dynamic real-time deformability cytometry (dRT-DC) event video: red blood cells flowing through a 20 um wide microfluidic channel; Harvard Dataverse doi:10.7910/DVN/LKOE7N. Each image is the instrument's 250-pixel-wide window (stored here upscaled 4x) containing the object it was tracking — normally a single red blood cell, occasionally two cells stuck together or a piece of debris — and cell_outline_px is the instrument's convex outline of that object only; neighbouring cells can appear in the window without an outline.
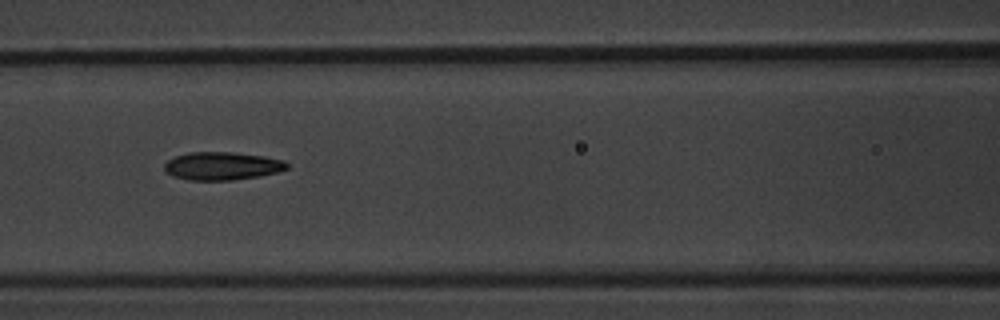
{"species": "common noctule bat (a hibernating species)", "species_latin": "Nyctalus noctula", "temperature_condition": "warm", "stored_images_in_passage": 9, "camera_frame_rate_fps": 3000, "um_per_image_px": 0.085, "animal": {"sex": "male", "body_mass_g": 20.1, "forearm_length_mm": 53.5}, "frame": {"image": 1, "passage_image": 7, "time_ms": 7.0, "image_size_px": [1000, 320], "cell_outline_px": [[288, 168], [276, 172], [260, 176], [232, 180], [188, 180], [172, 176], [164, 172], [164, 164], [168, 160], [176, 156], [188, 152], [232, 152], [264, 156], [284, 160], [288, 164]], "centroid_in_image_um": [18.85, 14.11], "position_along_channel_um": 147.8, "area_um2": 20.11}}
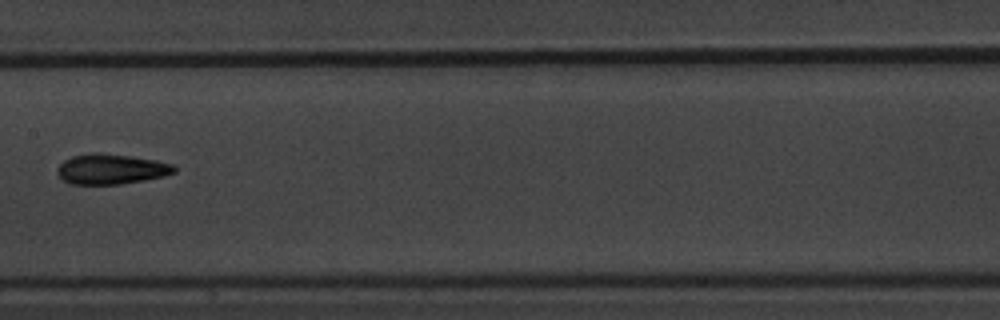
{"frame": {"image": 2, "passage_image": 8, "time_ms": 8.333, "image_size_px": [1000, 320], "cell_outline_px": [[176, 172], [164, 176], [144, 180], [120, 184], [68, 184], [56, 172], [56, 168], [64, 160], [72, 156], [92, 152], [96, 152], [128, 156], [156, 160], [172, 164], [176, 168]], "centroid_in_image_um": [9.42, 14.37], "position_along_channel_um": 198.0, "area_um2": 20.58}}
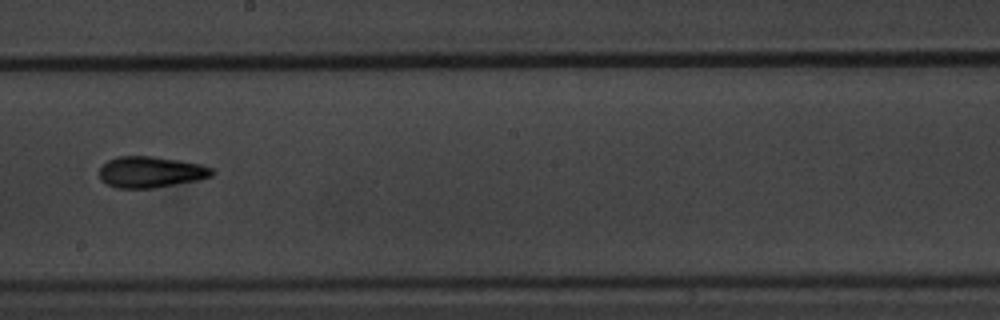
{"frame": {"image": 3, "passage_image": 9, "time_ms": 9.333, "image_size_px": [1000, 320], "cell_outline_px": [[216, 172], [212, 176], [200, 180], [152, 188], [116, 188], [100, 180], [100, 168], [108, 160], [116, 156], [152, 156], [200, 164], [212, 168]], "centroid_in_image_um": [12.82, 14.62], "position_along_channel_um": 235.4, "area_um2": 20.46}}